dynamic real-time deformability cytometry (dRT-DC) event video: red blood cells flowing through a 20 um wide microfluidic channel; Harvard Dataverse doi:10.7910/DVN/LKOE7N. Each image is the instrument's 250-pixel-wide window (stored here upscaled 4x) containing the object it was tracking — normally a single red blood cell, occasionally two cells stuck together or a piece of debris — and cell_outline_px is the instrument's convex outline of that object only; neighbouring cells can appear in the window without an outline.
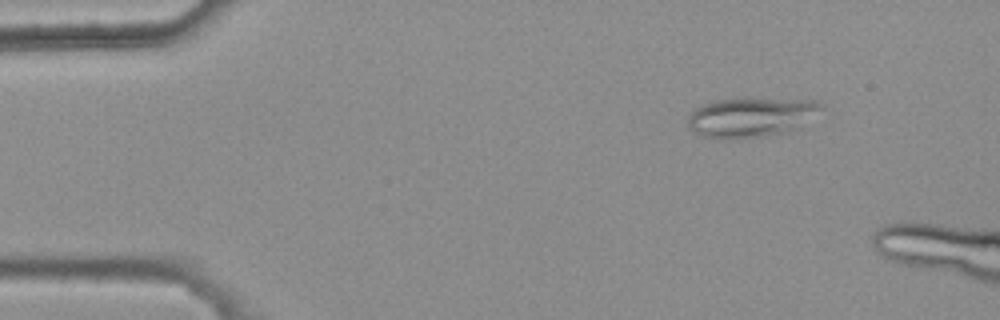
{"species": "common noctule bat (a hibernating species)", "species_latin": "Nyctalus noctula", "temperature_condition": "warm", "stored_images_in_passage": 5, "camera_frame_rate_fps": 3000, "um_per_image_px": 0.085, "animal": {"sex": "female", "body_mass_g": 25.1}, "frame": {"image": 1, "passage_image": 2, "time_ms": 0.333, "image_size_px": [1000, 320], "cell_outline_px": [[824, 108], [800, 128], [768, 136], [744, 140], [720, 140], [700, 136], [688, 128], [688, 116], [696, 108], [704, 104], [716, 100], [748, 96], [752, 96], [820, 100], [824, 104]], "centroid_in_image_um": [63.89, 9.95], "position_along_channel_um": 21.1, "area_um2": 32.6}}